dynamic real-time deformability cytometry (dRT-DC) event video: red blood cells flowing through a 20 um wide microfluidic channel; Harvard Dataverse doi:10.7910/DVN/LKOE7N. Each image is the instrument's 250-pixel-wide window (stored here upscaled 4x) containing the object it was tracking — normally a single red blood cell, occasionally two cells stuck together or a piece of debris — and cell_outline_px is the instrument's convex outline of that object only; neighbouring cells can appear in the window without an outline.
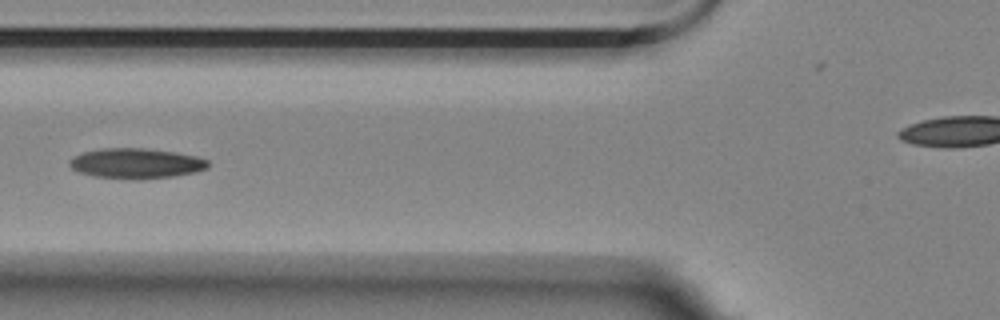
{"species": "Egyptian fruit bat (a non-hibernating species)", "species_latin": "Rousettus aegyptiacus", "temperature_condition": "room temperature", "stored_images_in_passage": 8, "camera_frame_rate_fps": 3000, "um_per_image_px": 0.085, "animal": {"sex": "female"}, "frame": {"image": 1, "passage_image": 4, "time_ms": 2.667, "image_size_px": [1000, 320], "cell_outline_px": [[208, 168], [196, 172], [172, 176], [136, 180], [96, 176], [80, 172], [72, 168], [68, 164], [68, 160], [72, 156], [84, 152], [100, 148], [144, 148], [176, 152], [196, 156], [208, 160]], "centroid_in_image_um": [11.56, 13.88], "position_along_channel_um": 114.2, "area_um2": 24.45}}
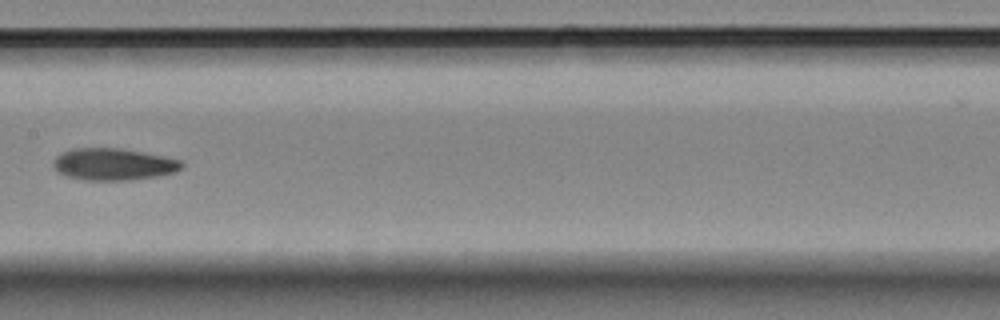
{"frame": {"image": 2, "passage_image": 6, "time_ms": 5.0, "image_size_px": [1000, 320], "cell_outline_px": [[184, 168], [176, 172], [156, 176], [128, 180], [88, 180], [68, 176], [56, 172], [52, 164], [52, 160], [60, 152], [72, 148], [120, 148], [180, 160], [184, 164]], "centroid_in_image_um": [9.59, 13.96], "position_along_channel_um": 197.8, "area_um2": 23.87}}
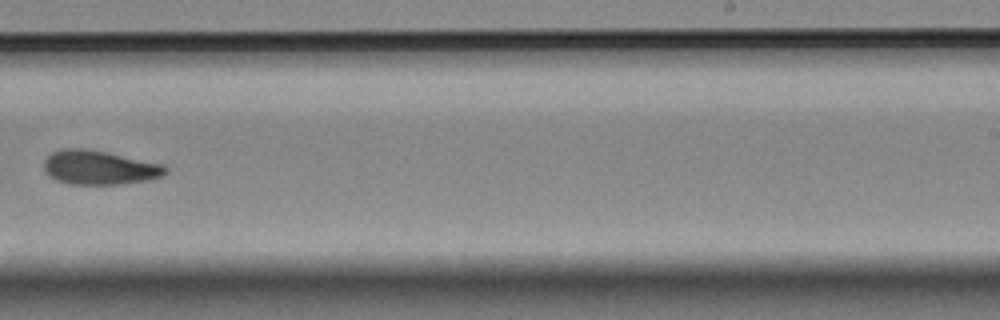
{"frame": {"image": 3, "passage_image": 8, "time_ms": 7.333, "image_size_px": [1000, 320], "cell_outline_px": [[168, 172], [160, 176], [148, 180], [124, 184], [68, 184], [56, 180], [48, 176], [44, 172], [44, 160], [52, 152], [64, 148], [84, 148], [108, 152], [164, 164], [168, 168]], "centroid_in_image_um": [8.44, 14.24], "position_along_channel_um": 280.6, "area_um2": 24.45}}